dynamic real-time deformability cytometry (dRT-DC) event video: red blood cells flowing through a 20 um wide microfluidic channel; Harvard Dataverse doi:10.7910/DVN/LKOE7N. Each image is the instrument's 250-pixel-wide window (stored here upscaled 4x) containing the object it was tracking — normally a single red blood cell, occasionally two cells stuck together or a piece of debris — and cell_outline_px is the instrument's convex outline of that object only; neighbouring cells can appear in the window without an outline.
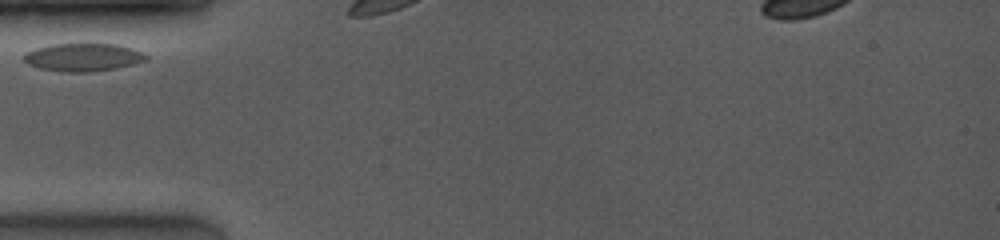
{"species": "common noctule bat (a hibernating species)", "species_latin": "Nyctalus noctula", "temperature_condition": "room temperature", "stored_images_in_passage": 6, "camera_frame_rate_fps": 4000, "um_per_image_px": 0.085, "animal": {"sex": "female", "body_mass_g": 19.0, "forearm_length_mm": 53.3}, "frame": {"image": 1, "passage_image": 1, "time_ms": 0.0, "image_size_px": [1000, 240], "cell_outline_px": [[148, 60], [116, 68], [88, 72], [60, 72], [40, 68], [28, 64], [20, 56], [24, 52], [36, 48], [52, 44], [116, 44], [132, 48], [148, 56]], "centroid_in_image_um": [7.01, 4.87], "position_along_channel_um": 78.0, "area_um2": 19.94}}